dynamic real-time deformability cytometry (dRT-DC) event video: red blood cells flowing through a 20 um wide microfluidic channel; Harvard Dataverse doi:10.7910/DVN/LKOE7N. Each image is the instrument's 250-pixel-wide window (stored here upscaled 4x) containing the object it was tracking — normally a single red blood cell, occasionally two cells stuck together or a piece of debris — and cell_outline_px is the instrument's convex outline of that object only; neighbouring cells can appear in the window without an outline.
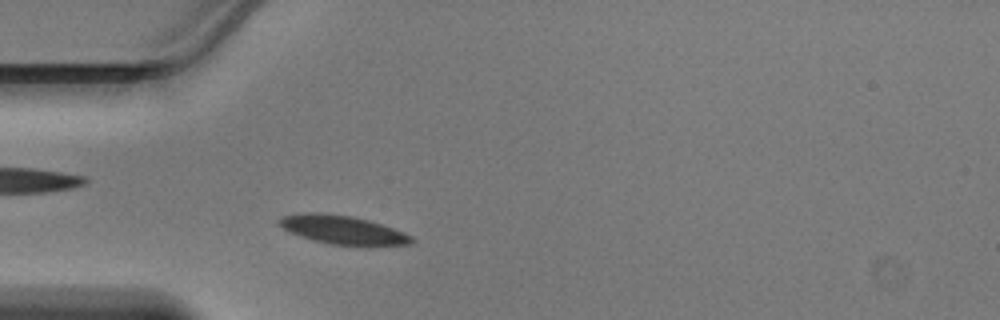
{"species": "Egyptian fruit bat (a non-hibernating species)", "species_latin": "Rousettus aegyptiacus", "temperature_condition": "warm", "stored_images_in_passage": 34, "camera_frame_rate_fps": 3000, "um_per_image_px": 0.085, "animal": {"sex": "male"}, "frame": {"image": 1, "passage_image": 3, "time_ms": 0.667, "image_size_px": [1000, 320], "cell_outline_px": [[416, 240], [412, 244], [372, 248], [364, 248], [328, 244], [312, 240], [300, 236], [284, 228], [276, 220], [280, 216], [300, 212], [324, 212], [352, 216], [368, 220], [392, 228], [412, 236]], "centroid_in_image_um": [29.19, 19.57], "position_along_channel_um": 55.8, "area_um2": 23.06}}
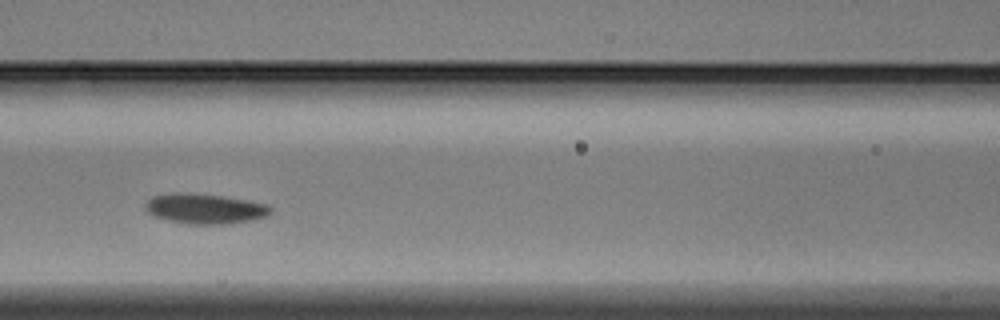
{"frame": {"image": 2, "passage_image": 10, "time_ms": 3.0, "image_size_px": [1000, 320], "cell_outline_px": [[272, 212], [268, 216], [252, 220], [228, 224], [188, 224], [168, 220], [156, 216], [148, 212], [144, 208], [144, 204], [152, 196], [172, 192], [184, 192], [224, 196], [248, 200], [268, 204], [272, 208]], "centroid_in_image_um": [17.44, 17.73], "position_along_channel_um": 149.2, "area_um2": 22.25}}
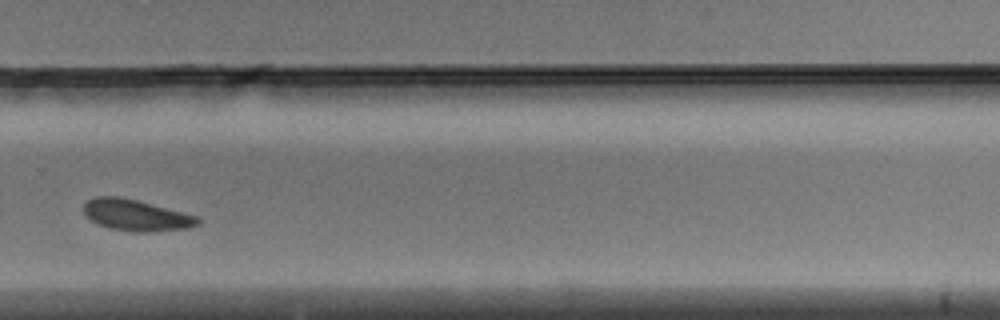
{"frame": {"image": 3, "passage_image": 22, "time_ms": 7.0, "image_size_px": [1000, 320], "cell_outline_px": [[200, 224], [188, 228], [148, 232], [136, 232], [108, 228], [92, 220], [84, 212], [84, 204], [88, 200], [96, 196], [116, 196], [136, 200], [196, 216], [200, 220]], "centroid_in_image_um": [11.56, 18.3], "position_along_channel_um": 318.2, "area_um2": 20.4}}